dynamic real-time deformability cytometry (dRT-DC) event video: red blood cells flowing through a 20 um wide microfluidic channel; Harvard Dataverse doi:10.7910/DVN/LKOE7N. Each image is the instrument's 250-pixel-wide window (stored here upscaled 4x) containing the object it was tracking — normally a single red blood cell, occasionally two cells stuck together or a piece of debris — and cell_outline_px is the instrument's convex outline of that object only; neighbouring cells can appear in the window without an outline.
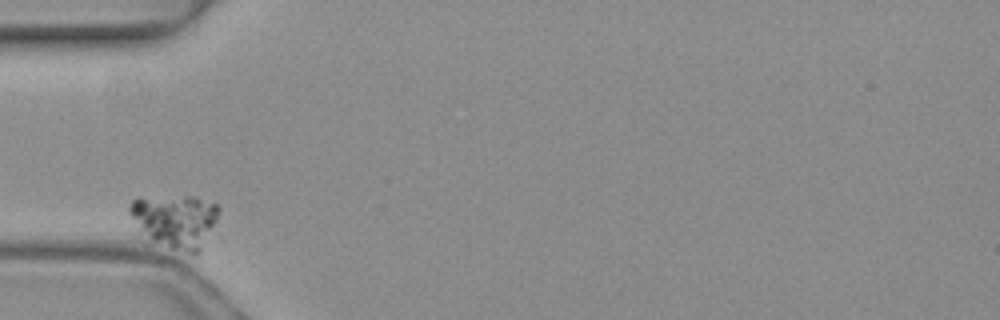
{"species": "common noctule bat (a hibernating species)", "species_latin": "Nyctalus noctula", "temperature_condition": "warm", "stored_images_in_passage": 3, "camera_frame_rate_fps": 3000, "um_per_image_px": 0.085, "animal": {"sex": "female", "body_mass_g": 19.3, "forearm_length_mm": 54.1}, "frame": {"image": 1, "passage_image": 1, "time_ms": 0.0, "image_size_px": [1000, 320], "cell_outline_px": [[220, 212], [200, 252], [188, 252], [172, 248], [152, 240], [140, 228], [128, 212], [128, 208], [132, 200], [140, 196], [196, 196], [216, 204], [220, 208]], "centroid_in_image_um": [14.91, 18.71], "position_along_channel_um": 70.1, "area_um2": 27.4}}
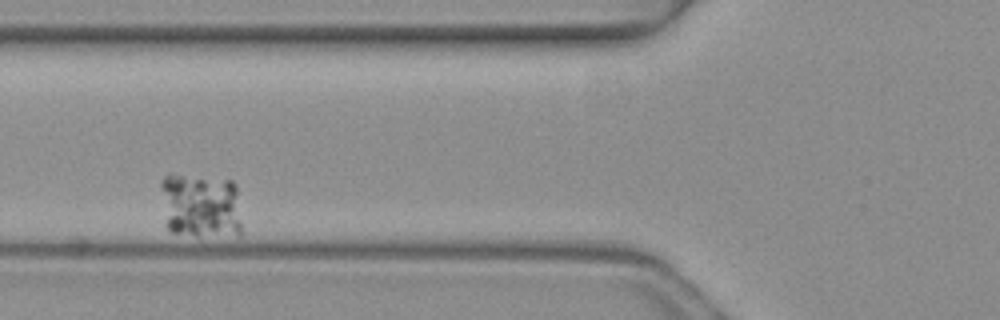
{"frame": {"image": 2, "passage_image": 2, "time_ms": 0.333, "image_size_px": [1000, 320], "cell_outline_px": [[240, 236], [172, 232], [168, 228], [160, 184], [160, 180], [164, 176], [172, 172], [232, 180], [236, 184], [240, 224]], "centroid_in_image_um": [17.05, 17.4], "position_along_channel_um": 108.7, "area_um2": 30.87}}
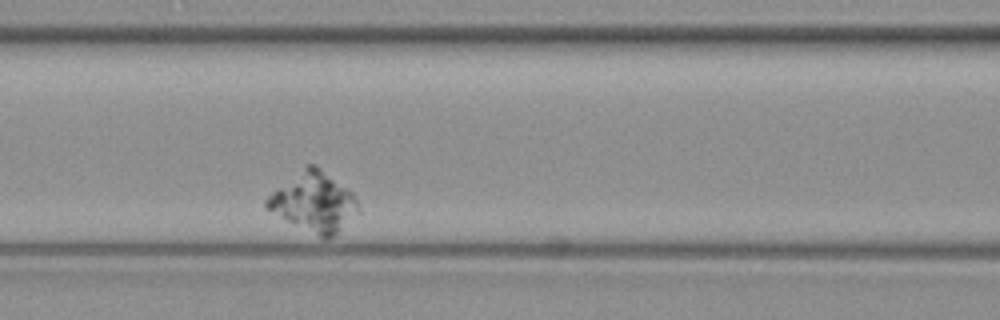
{"frame": {"image": 3, "passage_image": 3, "time_ms": 0.667, "image_size_px": [1000, 320], "cell_outline_px": [[356, 212], [332, 236], [324, 240], [264, 208], [264, 200], [272, 192], [304, 164], [316, 164], [348, 188], [352, 192], [356, 200]], "centroid_in_image_um": [26.61, 17.12], "position_along_channel_um": 140.0, "area_um2": 31.15}}